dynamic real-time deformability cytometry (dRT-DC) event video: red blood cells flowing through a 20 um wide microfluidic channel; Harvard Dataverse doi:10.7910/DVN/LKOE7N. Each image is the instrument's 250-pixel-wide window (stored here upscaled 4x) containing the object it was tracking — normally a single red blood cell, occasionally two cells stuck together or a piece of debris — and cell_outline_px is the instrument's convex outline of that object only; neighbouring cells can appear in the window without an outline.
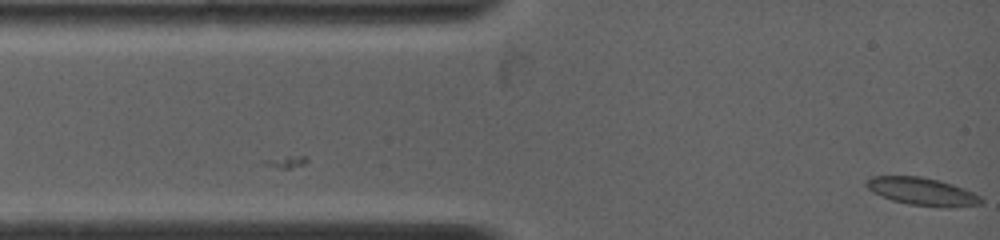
{"species": "common noctule bat (a hibernating species)", "species_latin": "Nyctalus noctula", "temperature_condition": "warm", "stored_images_in_passage": 3, "camera_frame_rate_fps": 4500, "um_per_image_px": 0.085, "animal": {"sex": "female", "body_mass_g": 19.0, "forearm_length_mm": 53.3}, "frame": {"image": 1, "passage_image": 3, "time_ms": 0.667, "image_size_px": [1000, 240], "cell_outline_px": [[984, 200], [980, 204], [952, 208], [908, 204], [892, 200], [880, 196], [872, 192], [864, 184], [872, 176], [920, 176], [952, 184], [964, 188], [980, 196]], "centroid_in_image_um": [78.39, 16.29], "position_along_channel_um": 6.6, "area_um2": 18.5}}